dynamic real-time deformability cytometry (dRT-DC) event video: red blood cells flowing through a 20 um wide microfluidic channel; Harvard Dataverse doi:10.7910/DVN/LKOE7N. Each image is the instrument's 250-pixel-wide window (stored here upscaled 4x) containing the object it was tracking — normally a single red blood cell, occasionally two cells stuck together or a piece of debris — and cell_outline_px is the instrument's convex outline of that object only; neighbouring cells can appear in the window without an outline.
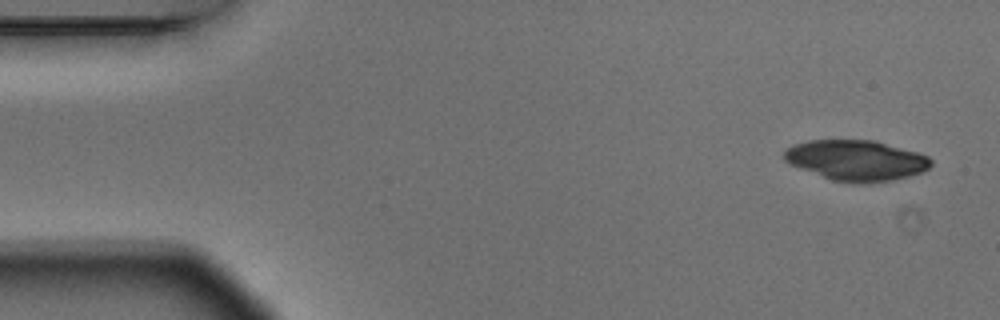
{"species": "Egyptian fruit bat (a non-hibernating species)", "species_latin": "Rousettus aegyptiacus", "temperature_condition": "warm", "stored_images_in_passage": 5, "segment_of_instrument_passage": [1, 2], "camera_frame_rate_fps": 3000, "um_per_image_px": 0.085, "animal": {"sex": "male"}, "frame": {"image": 1, "passage_image": 1, "time_ms": 0.0, "image_size_px": [1000, 320], "cell_outline_px": [[932, 164], [928, 168], [920, 172], [908, 176], [892, 180], [868, 184], [860, 184], [832, 180], [800, 168], [784, 160], [784, 152], [792, 144], [808, 140], [876, 140], [916, 152], [928, 156], [932, 160]], "centroid_in_image_um": [72.78, 13.63], "position_along_channel_um": 12.2, "area_um2": 34.62}}